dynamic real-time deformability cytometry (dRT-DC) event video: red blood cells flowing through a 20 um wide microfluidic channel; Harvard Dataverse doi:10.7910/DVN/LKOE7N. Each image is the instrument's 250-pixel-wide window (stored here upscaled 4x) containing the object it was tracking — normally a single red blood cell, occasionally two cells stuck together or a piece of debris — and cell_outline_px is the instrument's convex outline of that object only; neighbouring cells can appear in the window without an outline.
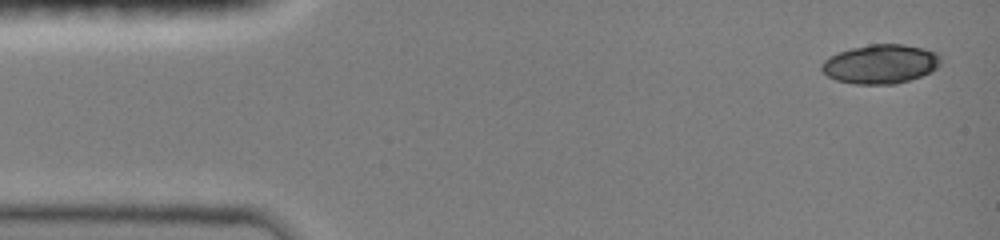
{"species": "common noctule bat (a hibernating species)", "species_latin": "Nyctalus noctula", "temperature_condition": "room temperature", "stored_images_in_passage": 6, "camera_frame_rate_fps": 3000, "um_per_image_px": 0.085, "animal": {"sex": "female", "body_mass_g": 19.0, "forearm_length_mm": 51.5}, "frame": {"image": 1, "passage_image": 1, "time_ms": 0.0, "image_size_px": [1000, 240], "cell_outline_px": [[940, 64], [936, 68], [920, 76], [896, 84], [852, 84], [836, 80], [828, 76], [820, 68], [820, 64], [828, 56], [852, 48], [872, 44], [904, 44], [924, 48], [936, 52], [940, 56]], "centroid_in_image_um": [74.82, 5.44], "position_along_channel_um": 10.2, "area_um2": 27.11}}
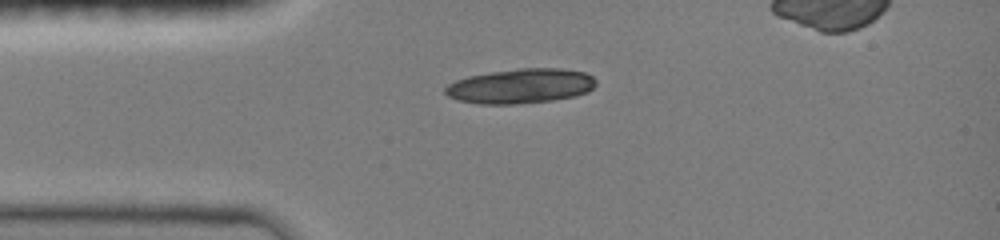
{"frame": {"image": 2, "passage_image": 5, "time_ms": 1.333, "image_size_px": [1000, 240], "cell_outline_px": [[596, 84], [588, 92], [572, 96], [552, 100], [516, 104], [480, 104], [460, 100], [448, 96], [444, 92], [444, 88], [448, 84], [456, 80], [468, 76], [492, 72], [520, 68], [560, 68], [584, 72], [592, 76], [596, 80]], "centroid_in_image_um": [44.25, 7.31], "position_along_channel_um": 40.8, "area_um2": 30.35}}